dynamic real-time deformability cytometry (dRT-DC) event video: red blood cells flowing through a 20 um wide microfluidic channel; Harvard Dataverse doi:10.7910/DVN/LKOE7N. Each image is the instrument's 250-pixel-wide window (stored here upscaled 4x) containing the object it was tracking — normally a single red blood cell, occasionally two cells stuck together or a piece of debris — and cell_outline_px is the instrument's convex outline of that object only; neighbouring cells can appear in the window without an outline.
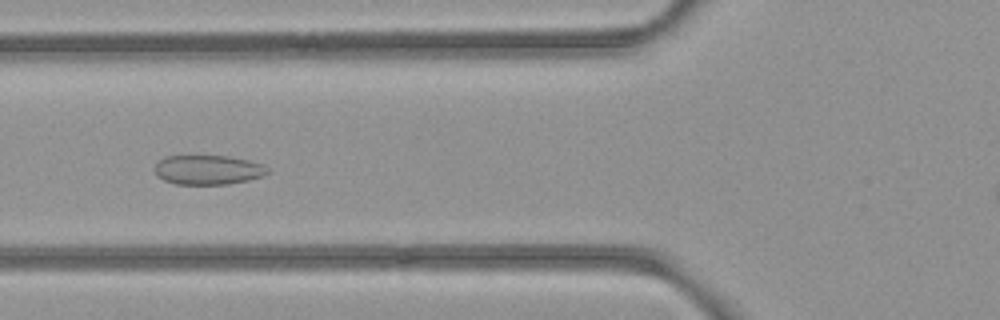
{"species": "common noctule bat (a hibernating species)", "species_latin": "Nyctalus noctula", "temperature_condition": "room temperature", "stored_images_in_passage": 49, "camera_frame_rate_fps": 3000, "um_per_image_px": 0.085, "animal": {"sex": "female", "body_mass_g": 21.9}, "frame": {"image": 1, "passage_image": 16, "time_ms": 5.0, "image_size_px": [1000, 320], "cell_outline_px": [[272, 172], [264, 176], [248, 180], [228, 184], [176, 184], [164, 180], [156, 176], [152, 168], [164, 156], [228, 156], [248, 160], [264, 164]], "centroid_in_image_um": [17.69, 14.44], "position_along_channel_um": 108.1, "area_um2": 19.65}}
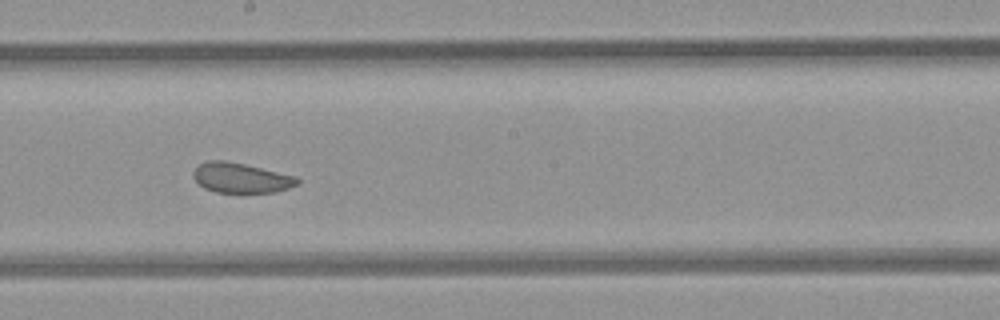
{"frame": {"image": 2, "passage_image": 25, "time_ms": 8.0, "image_size_px": [1000, 320], "cell_outline_px": [[300, 184], [276, 192], [216, 192], [204, 188], [192, 176], [192, 172], [200, 164], [208, 160], [224, 160], [244, 164], [296, 176], [300, 180]], "centroid_in_image_um": [20.49, 15.12], "position_along_channel_um": 227.7, "area_um2": 18.09}}
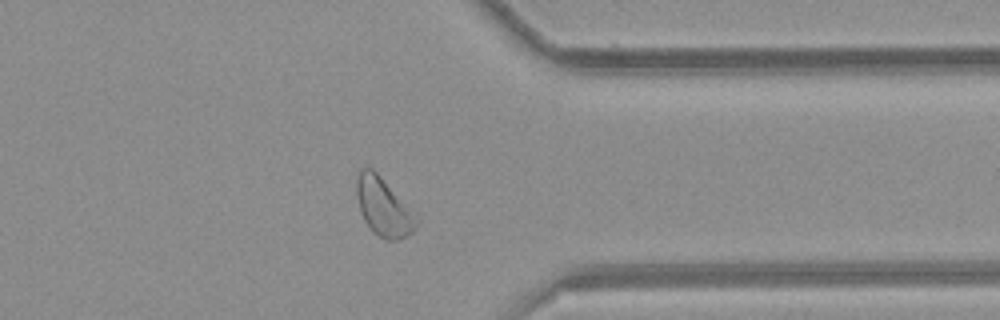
{"frame": {"image": 3, "passage_image": 37, "time_ms": 12.0, "image_size_px": [1000, 320], "cell_outline_px": [[420, 212], [416, 228], [408, 236], [396, 240], [384, 240], [372, 232], [364, 220], [360, 212], [356, 196], [356, 180], [360, 168], [372, 168]], "centroid_in_image_um": [32.67, 17.59], "position_along_channel_um": 378.7, "area_um2": 21.39}}